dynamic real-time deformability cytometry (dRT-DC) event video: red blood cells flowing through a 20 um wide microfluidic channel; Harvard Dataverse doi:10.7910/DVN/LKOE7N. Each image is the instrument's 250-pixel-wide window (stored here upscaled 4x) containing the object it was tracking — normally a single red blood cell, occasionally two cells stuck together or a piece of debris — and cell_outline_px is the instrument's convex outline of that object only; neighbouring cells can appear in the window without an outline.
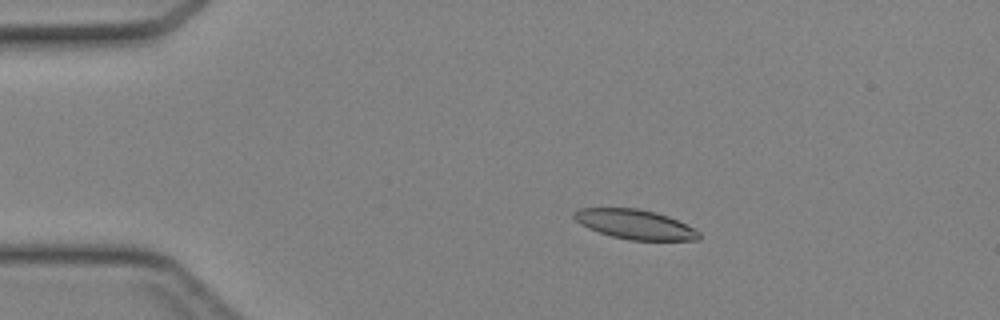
{"species": "Egyptian fruit bat (a non-hibernating species)", "species_latin": "Rousettus aegyptiacus", "temperature_condition": "cold", "stored_images_in_passage": 45, "camera_frame_rate_fps": 3000, "um_per_image_px": 0.085, "animal": {"sex": "female"}, "frame": {"image": 1, "passage_image": 8, "time_ms": 2.333, "image_size_px": [1000, 320], "cell_outline_px": [[700, 240], [628, 240], [612, 236], [588, 228], [580, 224], [572, 216], [572, 212], [580, 208], [636, 208], [656, 212], [668, 216], [700, 232]], "centroid_in_image_um": [53.94, 19.06], "position_along_channel_um": 31.1, "area_um2": 21.39}}
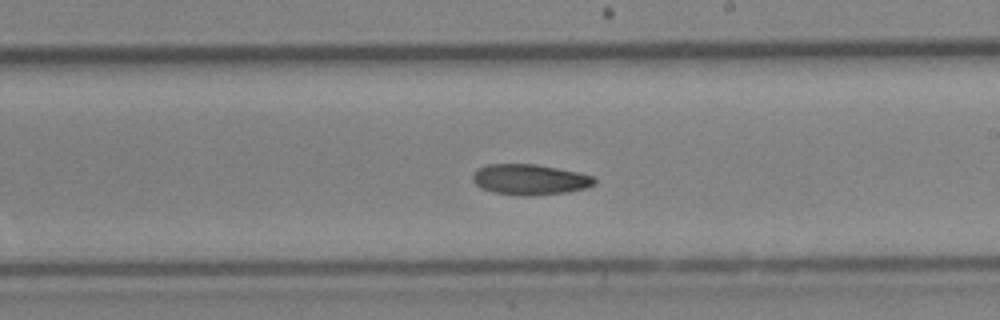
{"frame": {"image": 2, "passage_image": 26, "time_ms": 8.333, "image_size_px": [1000, 320], "cell_outline_px": [[596, 184], [584, 188], [568, 192], [524, 196], [492, 192], [480, 188], [472, 180], [472, 176], [476, 168], [488, 164], [536, 164], [576, 172], [592, 176], [596, 180]], "centroid_in_image_um": [44.99, 15.26], "position_along_channel_um": 244.0, "area_um2": 21.68}}
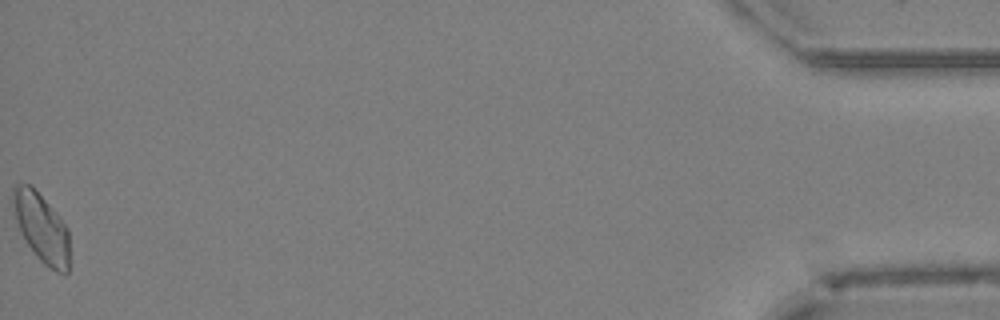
{"frame": {"image": 3, "passage_image": 45, "time_ms": 14.667, "image_size_px": [1000, 320], "cell_outline_px": [[68, 272], [64, 276], [56, 272], [44, 264], [36, 256], [20, 232], [16, 220], [12, 204], [12, 184], [32, 184], [68, 228]], "centroid_in_image_um": [3.5, 19.34], "position_along_channel_um": 431.7, "area_um2": 22.72}}